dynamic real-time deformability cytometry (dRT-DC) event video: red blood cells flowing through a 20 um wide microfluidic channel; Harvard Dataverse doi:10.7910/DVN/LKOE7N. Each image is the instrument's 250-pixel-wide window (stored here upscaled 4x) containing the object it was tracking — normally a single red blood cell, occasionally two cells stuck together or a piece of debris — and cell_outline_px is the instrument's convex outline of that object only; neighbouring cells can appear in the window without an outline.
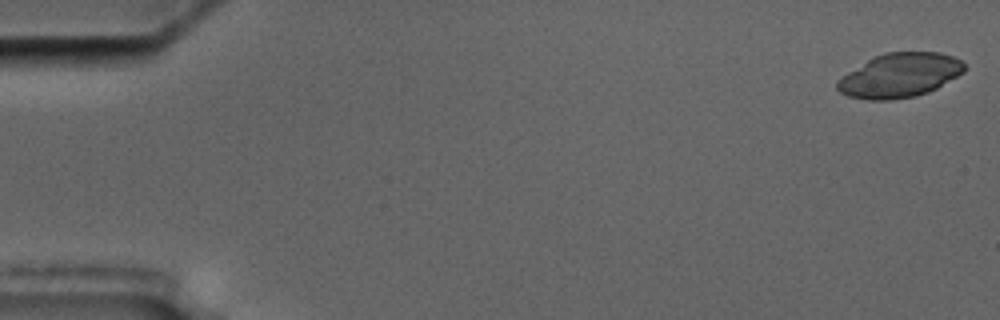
{"species": "common noctule bat (a hibernating species)", "species_latin": "Nyctalus noctula", "temperature_condition": "cold", "stored_images_in_passage": 5, "camera_frame_rate_fps": 3000, "um_per_image_px": 0.085, "animal": {"sex": "male", "body_mass_g": 17.5, "forearm_length_mm": 52.3}, "frame": {"image": 1, "passage_image": 1, "time_ms": 0.0, "image_size_px": [1000, 320], "cell_outline_px": [[964, 72], [936, 88], [928, 92], [916, 96], [892, 100], [868, 100], [848, 96], [840, 92], [836, 88], [836, 80], [872, 56], [884, 52], [940, 52], [952, 56], [960, 60], [964, 64]], "centroid_in_image_um": [76.44, 6.4], "position_along_channel_um": 8.6, "area_um2": 32.83}}